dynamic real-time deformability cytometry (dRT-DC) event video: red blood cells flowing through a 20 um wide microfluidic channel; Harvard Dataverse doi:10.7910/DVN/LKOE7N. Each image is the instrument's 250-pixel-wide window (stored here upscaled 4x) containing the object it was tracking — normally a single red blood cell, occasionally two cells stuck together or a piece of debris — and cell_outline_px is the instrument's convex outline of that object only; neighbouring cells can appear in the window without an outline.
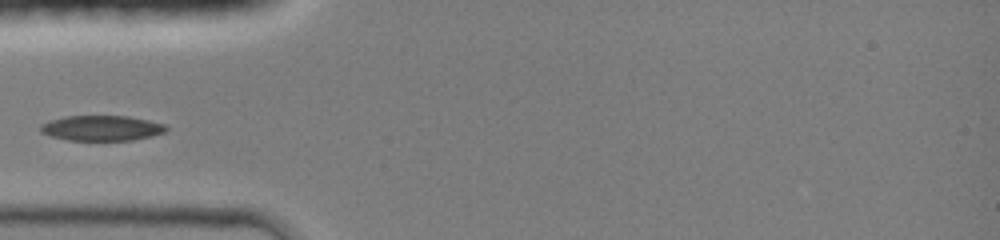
{"species": "common noctule bat (a hibernating species)", "species_latin": "Nyctalus noctula", "temperature_condition": "room temperature", "stored_images_in_passage": 37, "camera_frame_rate_fps": 3000, "um_per_image_px": 0.085, "animal": {"sex": "female", "body_mass_g": 19.0, "forearm_length_mm": 51.5}, "frame": {"image": 1, "passage_image": 1, "time_ms": 0.0, "image_size_px": [1000, 240], "cell_outline_px": [[168, 128], [164, 132], [152, 136], [132, 140], [68, 140], [52, 136], [40, 132], [40, 124], [48, 120], [64, 116], [128, 116], [148, 120], [164, 124]], "centroid_in_image_um": [8.61, 10.88], "position_along_channel_um": 76.4, "area_um2": 18.5}}
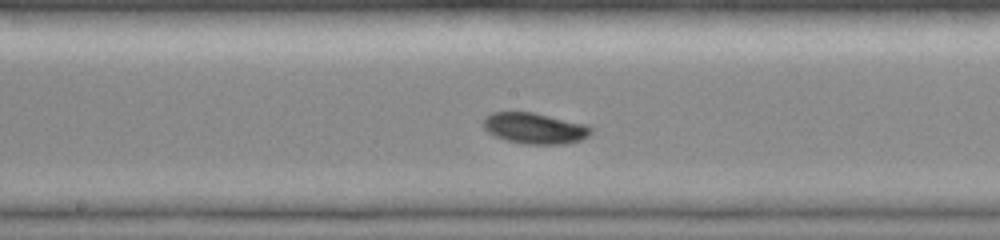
{"frame": {"image": 2, "passage_image": 16, "time_ms": 3.0, "image_size_px": [1000, 240], "cell_outline_px": [[592, 132], [588, 136], [580, 140], [564, 144], [524, 144], [504, 140], [488, 132], [484, 128], [484, 116], [492, 112], [532, 112], [588, 124], [592, 128]], "centroid_in_image_um": [45.46, 10.9], "position_along_channel_um": 202.7, "area_um2": 19.54}}
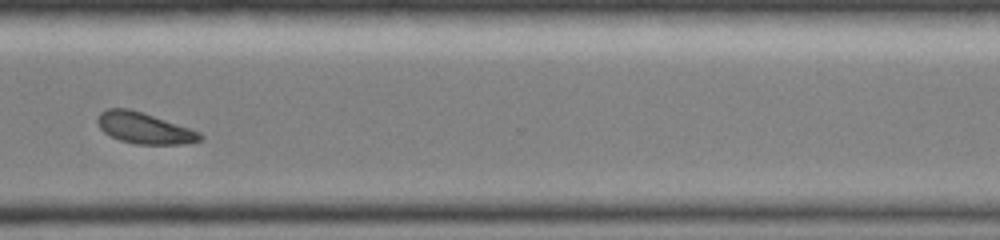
{"frame": {"image": 3, "passage_image": 36, "time_ms": 6.667, "image_size_px": [1000, 240], "cell_outline_px": [[204, 140], [184, 144], [136, 144], [120, 140], [104, 132], [100, 128], [96, 120], [100, 112], [108, 108], [128, 108], [192, 128], [200, 132], [204, 136]], "centroid_in_image_um": [12.3, 10.89], "position_along_channel_um": 358.3, "area_um2": 18.67}}